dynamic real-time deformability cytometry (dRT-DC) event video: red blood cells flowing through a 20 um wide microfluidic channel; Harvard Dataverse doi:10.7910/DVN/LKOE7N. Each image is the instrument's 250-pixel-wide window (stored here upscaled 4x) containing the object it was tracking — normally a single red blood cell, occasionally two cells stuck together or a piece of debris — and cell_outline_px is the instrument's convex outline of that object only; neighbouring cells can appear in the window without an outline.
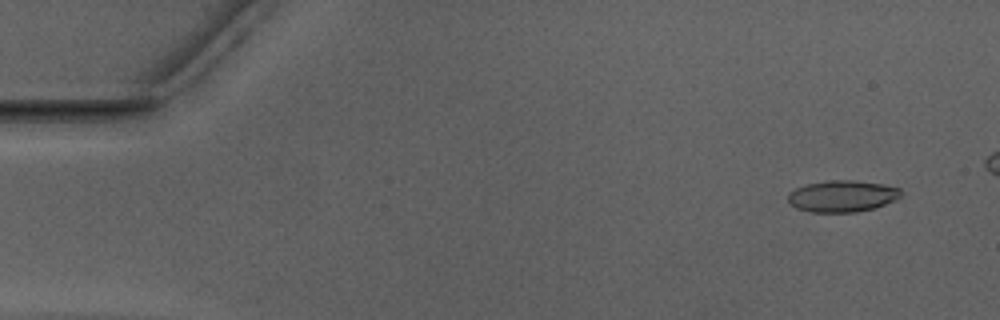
{"species": "Egyptian fruit bat (a non-hibernating species)", "species_latin": "Rousettus aegyptiacus", "temperature_condition": "warm", "stored_images_in_passage": 48, "camera_frame_rate_fps": 3000, "um_per_image_px": 0.085, "animal": {"sex": "male"}, "frame": {"image": 1, "passage_image": 4, "time_ms": 1.0, "image_size_px": [1000, 320], "cell_outline_px": [[900, 196], [896, 200], [872, 208], [856, 212], [812, 212], [796, 208], [788, 200], [788, 192], [796, 188], [808, 184], [828, 180], [852, 180], [880, 184], [900, 188]], "centroid_in_image_um": [71.57, 16.67], "position_along_channel_um": 13.4, "area_um2": 20.52}}
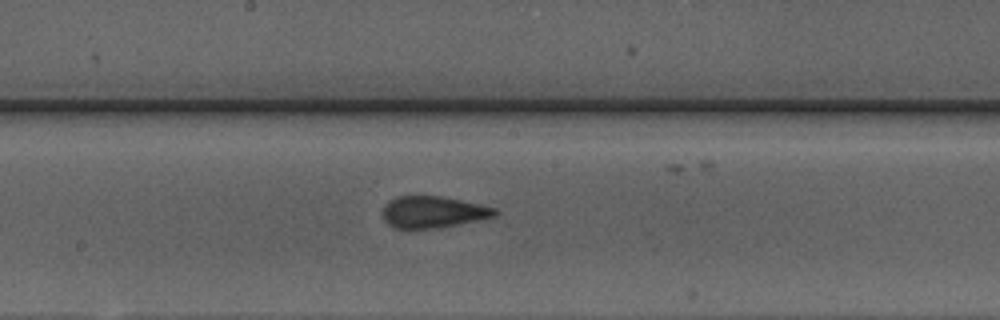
{"frame": {"image": 2, "passage_image": 28, "time_ms": 9.0, "image_size_px": [1000, 320], "cell_outline_px": [[500, 212], [496, 216], [436, 228], [408, 232], [396, 228], [388, 224], [384, 220], [384, 204], [388, 200], [396, 196], [440, 196], [480, 204], [496, 208]], "centroid_in_image_um": [36.76, 18.05], "position_along_channel_um": 211.4, "area_um2": 21.1}}
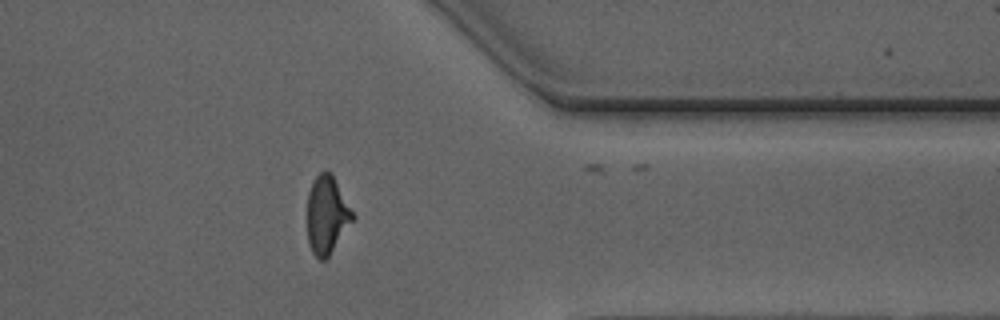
{"frame": {"image": 3, "passage_image": 42, "time_ms": 13.667, "image_size_px": [1000, 320], "cell_outline_px": [[356, 216], [328, 256], [324, 260], [320, 260], [312, 252], [308, 244], [308, 192], [316, 176], [320, 172], [332, 172]], "centroid_in_image_um": [27.8, 18.25], "position_along_channel_um": 383.6, "area_um2": 20.46}, "authors_computed_cell_mechanics": {"area_um2": 21.0103, "velocity_mm_per_s": 3.9697, "shape_relaxation_time_tau1_ms": 7.0177, "shape_relaxation_time_tau2_ms": 1.0096, "deformation_change_tau1": 0.2312, "deformation_change_tau2": 0.0854}}